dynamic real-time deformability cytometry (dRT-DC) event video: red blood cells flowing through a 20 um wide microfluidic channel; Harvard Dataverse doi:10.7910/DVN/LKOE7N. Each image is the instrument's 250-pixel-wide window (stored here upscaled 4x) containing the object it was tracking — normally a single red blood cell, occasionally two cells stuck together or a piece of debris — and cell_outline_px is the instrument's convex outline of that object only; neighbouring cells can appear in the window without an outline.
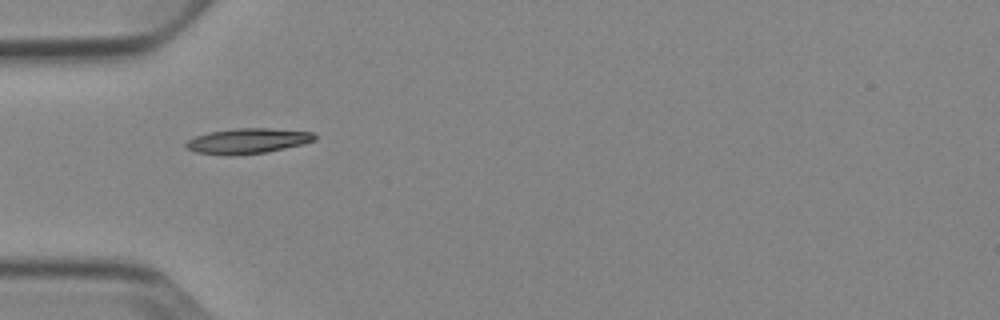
{"species": "Egyptian fruit bat (a non-hibernating species)", "species_latin": "Rousettus aegyptiacus", "temperature_condition": "cold", "stored_images_in_passage": 8, "camera_frame_rate_fps": 3000, "um_per_image_px": 0.085, "animal": {"sex": "female"}, "frame": {"image": 1, "passage_image": 7, "time_ms": 7.0, "image_size_px": [1000, 320], "cell_outline_px": [[316, 140], [304, 144], [264, 152], [232, 156], [228, 156], [196, 152], [188, 148], [184, 144], [188, 140], [196, 136], [208, 132], [236, 128], [272, 128], [312, 132], [316, 136]], "centroid_in_image_um": [21.06, 11.98], "position_along_channel_um": 63.9, "area_um2": 18.96}}
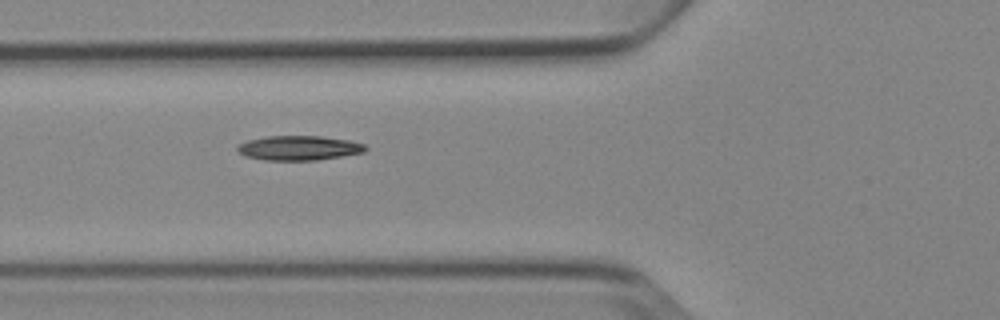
{"frame": {"image": 2, "passage_image": 8, "time_ms": 8.0, "image_size_px": [1000, 320], "cell_outline_px": [[368, 148], [364, 152], [316, 160], [264, 160], [244, 156], [236, 152], [236, 148], [240, 144], [248, 140], [268, 136], [320, 136], [348, 140], [364, 144]], "centroid_in_image_um": [25.37, 12.58], "position_along_channel_um": 100.4, "area_um2": 18.26}}